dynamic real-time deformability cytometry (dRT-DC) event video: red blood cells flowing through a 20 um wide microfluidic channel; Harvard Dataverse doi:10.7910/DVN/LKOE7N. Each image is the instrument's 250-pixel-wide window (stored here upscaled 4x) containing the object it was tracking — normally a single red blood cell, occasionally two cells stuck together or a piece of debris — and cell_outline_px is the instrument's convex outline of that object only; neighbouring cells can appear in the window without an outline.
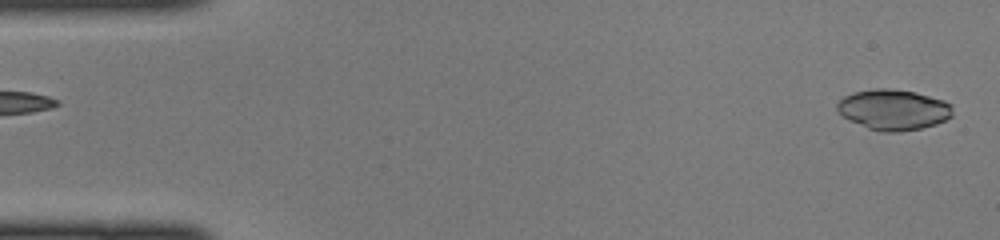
{"species": "common noctule bat (a hibernating species)", "species_latin": "Nyctalus noctula", "temperature_condition": "cold", "stored_images_in_passage": 46, "camera_frame_rate_fps": 3000, "um_per_image_px": 0.085, "animal": {"sex": "female", "body_mass_g": 22.0, "forearm_length_mm": 56.7}, "frame": {"image": 1, "passage_image": 1, "time_ms": 0.0, "image_size_px": [1000, 240], "cell_outline_px": [[952, 116], [936, 124], [920, 128], [900, 132], [884, 132], [868, 128], [844, 116], [836, 108], [836, 104], [844, 96], [852, 92], [876, 88], [888, 88], [912, 92], [944, 100], [952, 104]], "centroid_in_image_um": [75.95, 9.31], "position_along_channel_um": 9.0, "area_um2": 26.99}}
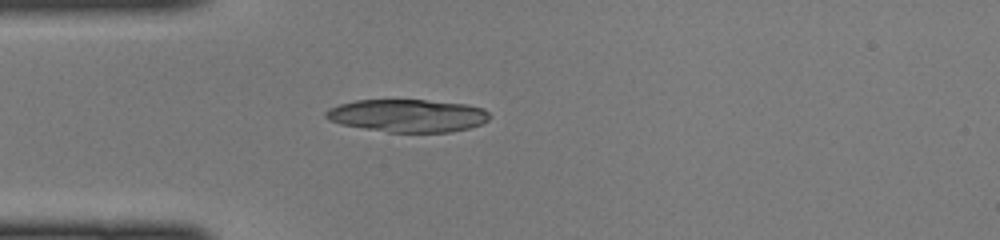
{"frame": {"image": 2, "passage_image": 12, "time_ms": 3.667, "image_size_px": [1000, 240], "cell_outline_px": [[492, 116], [488, 120], [480, 124], [468, 128], [448, 132], [388, 132], [340, 124], [328, 120], [324, 116], [324, 112], [328, 108], [340, 104], [356, 100], [424, 100], [468, 104], [484, 108]], "centroid_in_image_um": [34.65, 9.82], "position_along_channel_um": 50.4, "area_um2": 31.33}}